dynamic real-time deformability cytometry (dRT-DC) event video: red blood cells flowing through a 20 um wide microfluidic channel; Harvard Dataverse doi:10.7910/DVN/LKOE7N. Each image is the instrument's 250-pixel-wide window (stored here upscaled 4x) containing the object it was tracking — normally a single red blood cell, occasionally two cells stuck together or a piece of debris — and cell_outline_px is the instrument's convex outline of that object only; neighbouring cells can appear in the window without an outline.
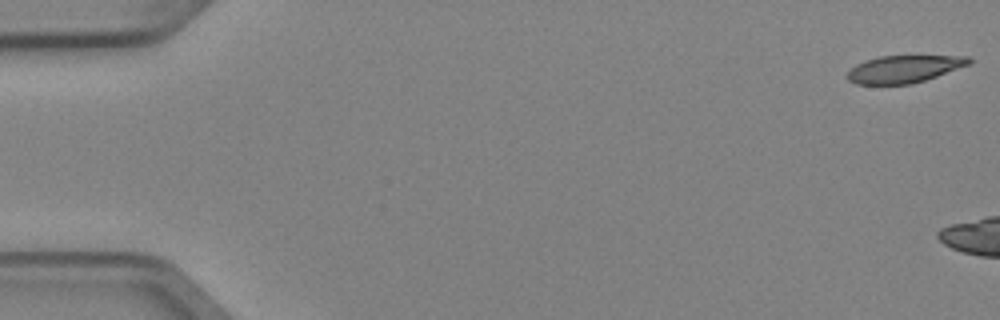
{"species": "Egyptian fruit bat (a non-hibernating species)", "species_latin": "Rousettus aegyptiacus", "temperature_condition": "cold", "stored_images_in_passage": 4, "camera_frame_rate_fps": 3000, "um_per_image_px": 0.085, "animal": {"sex": "female"}, "frame": {"image": 1, "passage_image": 1, "time_ms": 0.0, "image_size_px": [1000, 320], "cell_outline_px": [[972, 64], [912, 84], [856, 84], [848, 80], [848, 72], [856, 64], [864, 60], [880, 56], [968, 56], [972, 60]], "centroid_in_image_um": [76.86, 5.86], "position_along_channel_um": 8.1, "area_um2": 19.31}}